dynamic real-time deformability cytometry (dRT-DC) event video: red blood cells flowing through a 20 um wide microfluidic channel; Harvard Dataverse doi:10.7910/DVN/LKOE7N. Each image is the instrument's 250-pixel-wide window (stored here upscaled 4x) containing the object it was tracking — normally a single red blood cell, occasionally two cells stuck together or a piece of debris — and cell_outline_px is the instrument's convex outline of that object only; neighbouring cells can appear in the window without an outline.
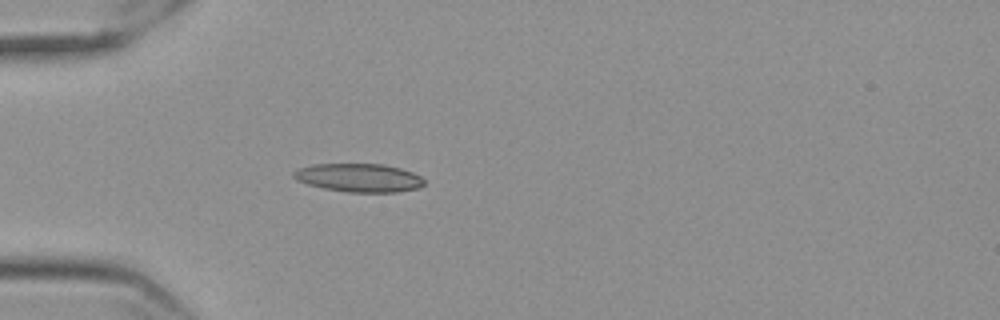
{"species": "Egyptian fruit bat (a non-hibernating species)", "species_latin": "Rousettus aegyptiacus", "temperature_condition": "cold", "stored_images_in_passage": 41, "camera_frame_rate_fps": 3000, "um_per_image_px": 0.085, "frame": {"image": 1, "passage_image": 1, "time_ms": 0.0, "image_size_px": [1000, 320], "cell_outline_px": [[424, 184], [420, 188], [396, 192], [348, 192], [324, 188], [308, 184], [296, 180], [292, 176], [292, 172], [300, 168], [312, 164], [384, 164], [400, 168], [412, 172], [420, 176], [424, 180]], "centroid_in_image_um": [30.51, 15.11], "position_along_channel_um": 54.5, "area_um2": 21.62}}
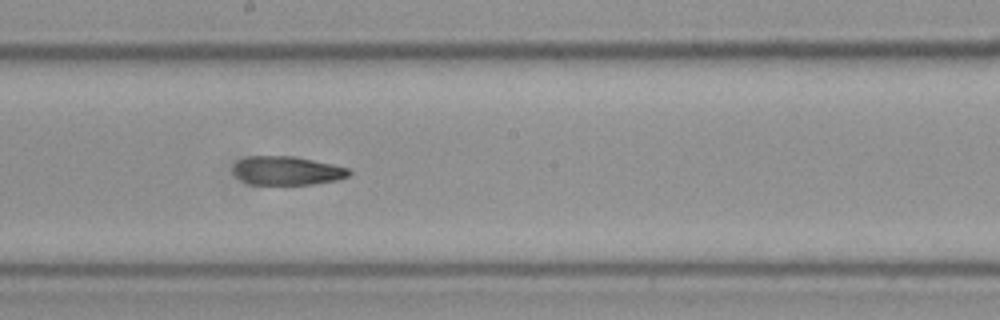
{"frame": {"image": 2, "passage_image": 16, "time_ms": 5.0, "image_size_px": [1000, 320], "cell_outline_px": [[352, 172], [348, 176], [336, 180], [312, 184], [252, 184], [240, 180], [232, 172], [232, 168], [240, 160], [248, 156], [296, 156], [332, 164], [348, 168]], "centroid_in_image_um": [24.39, 14.5], "position_along_channel_um": 223.8, "area_um2": 19.31}}
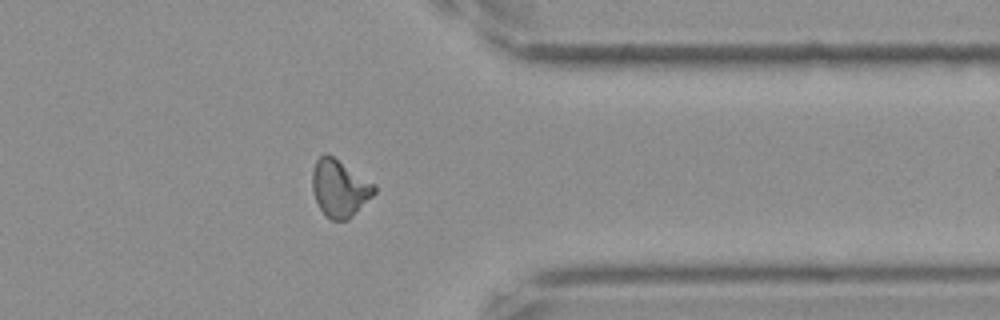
{"frame": {"image": 3, "passage_image": 30, "time_ms": 9.667, "image_size_px": [1000, 320], "cell_outline_px": [[376, 192], [348, 220], [332, 220], [320, 208], [316, 200], [312, 188], [312, 172], [316, 160], [324, 152], [328, 152], [376, 184]], "centroid_in_image_um": [28.87, 15.95], "position_along_channel_um": 382.5, "area_um2": 20.69}, "authors_computed_cell_mechanics": {"area_um2": 19.941, "velocity_mm_per_s": 3.5686, "shape_relaxation_time_tau1_ms": null, "shape_relaxation_time_tau2_ms": 5.3804, "deformation_change_tau1": null, "deformation_change_tau2": 0.1223}}